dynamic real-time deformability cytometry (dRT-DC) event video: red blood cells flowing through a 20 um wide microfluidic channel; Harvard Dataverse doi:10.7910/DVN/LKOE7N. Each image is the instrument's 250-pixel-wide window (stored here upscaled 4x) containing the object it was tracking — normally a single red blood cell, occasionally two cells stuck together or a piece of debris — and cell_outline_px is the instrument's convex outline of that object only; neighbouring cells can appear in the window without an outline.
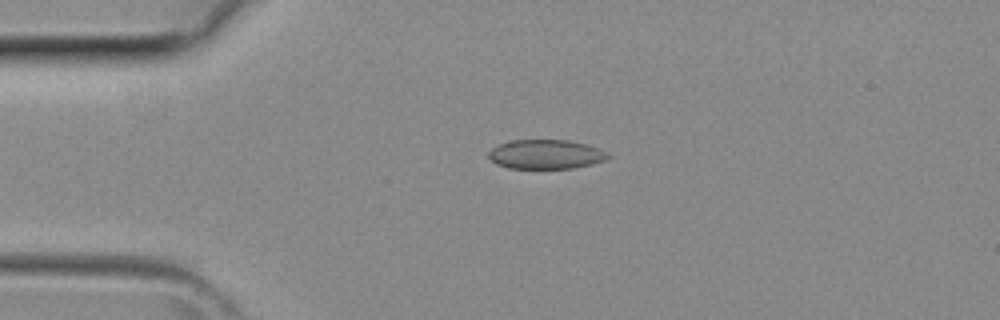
{"species": "common noctule bat (a hibernating species)", "species_latin": "Nyctalus noctula", "temperature_condition": "room temperature", "stored_images_in_passage": 3, "camera_frame_rate_fps": 3000, "um_per_image_px": 0.085, "animal": {"sex": "female", "body_mass_g": 29.2, "forearm_length_mm": 56.3}, "frame": {"image": 1, "passage_image": 2, "time_ms": 0.333, "image_size_px": [1000, 320], "cell_outline_px": [[612, 156], [604, 160], [572, 168], [508, 168], [496, 164], [488, 156], [488, 152], [492, 148], [500, 144], [512, 140], [568, 140], [588, 144], [600, 148], [608, 152]], "centroid_in_image_um": [46.41, 13.1], "position_along_channel_um": 38.6, "area_um2": 20.35}}